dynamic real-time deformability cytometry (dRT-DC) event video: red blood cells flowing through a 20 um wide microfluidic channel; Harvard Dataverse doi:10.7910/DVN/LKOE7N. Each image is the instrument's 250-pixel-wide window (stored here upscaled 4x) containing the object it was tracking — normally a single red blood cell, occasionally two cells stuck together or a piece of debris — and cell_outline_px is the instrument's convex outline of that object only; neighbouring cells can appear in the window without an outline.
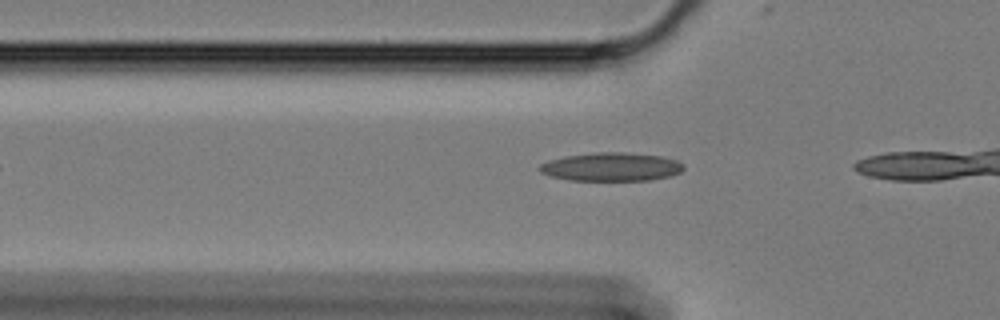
{"species": "Egyptian fruit bat (a non-hibernating species)", "species_latin": "Rousettus aegyptiacus", "temperature_condition": "cold", "stored_images_in_passage": 6, "camera_frame_rate_fps": 3000, "um_per_image_px": 0.085, "animal": {"sex": "female"}, "frame": {"image": 1, "passage_image": 3, "time_ms": 0.667, "image_size_px": [1000, 320], "cell_outline_px": [[684, 168], [680, 172], [672, 176], [652, 180], [568, 180], [552, 176], [540, 172], [536, 168], [540, 164], [548, 160], [568, 156], [596, 152], [620, 152], [660, 156], [676, 160], [684, 164]], "centroid_in_image_um": [51.96, 14.19], "position_along_channel_um": 73.8, "area_um2": 23.87}}